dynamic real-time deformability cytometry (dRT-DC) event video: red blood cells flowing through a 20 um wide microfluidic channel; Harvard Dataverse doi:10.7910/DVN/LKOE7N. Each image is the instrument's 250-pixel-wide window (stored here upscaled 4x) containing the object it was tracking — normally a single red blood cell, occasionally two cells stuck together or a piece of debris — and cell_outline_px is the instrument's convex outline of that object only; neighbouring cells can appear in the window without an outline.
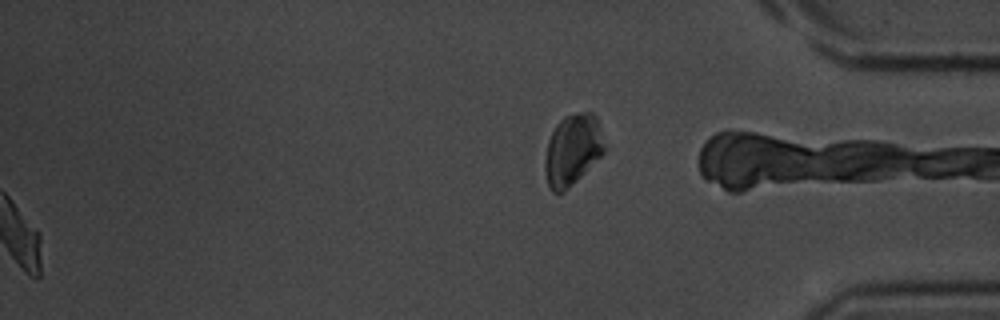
{"species": "common noctule bat (a hibernating species)", "species_latin": "Nyctalus noctula", "temperature_condition": "room temperature", "stored_images_in_passage": 39, "segment_of_instrument_passage": [2, 2], "camera_frame_rate_fps": 3000, "um_per_image_px": 0.085, "animal": {"sex": "male", "body_mass_g": 20.1, "forearm_length_mm": 53.5}, "frame": {"image": 1, "passage_image": 39, "time_ms": 12.667, "image_size_px": [1000, 320], "cell_outline_px": [[608, 148], [564, 192], [552, 192], [548, 188], [544, 172], [544, 164], [548, 140], [556, 124], [564, 116], [580, 112], [592, 112], [596, 116]], "centroid_in_image_um": [48.67, 12.72], "position_along_channel_um": 386.5, "area_um2": 24.8}}